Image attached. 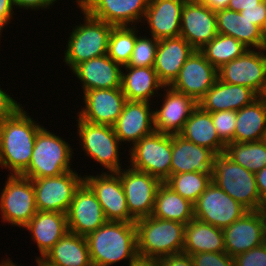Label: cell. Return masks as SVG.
<instances>
[{
  "mask_svg": "<svg viewBox=\"0 0 266 266\" xmlns=\"http://www.w3.org/2000/svg\"><path fill=\"white\" fill-rule=\"evenodd\" d=\"M22 108L0 122V167L8 168L10 175H21L28 168L37 133L43 127Z\"/></svg>",
  "mask_w": 266,
  "mask_h": 266,
  "instance_id": "1",
  "label": "cell"
},
{
  "mask_svg": "<svg viewBox=\"0 0 266 266\" xmlns=\"http://www.w3.org/2000/svg\"><path fill=\"white\" fill-rule=\"evenodd\" d=\"M85 238L93 266H110L127 259L130 262L138 255L135 222L107 221Z\"/></svg>",
  "mask_w": 266,
  "mask_h": 266,
  "instance_id": "2",
  "label": "cell"
},
{
  "mask_svg": "<svg viewBox=\"0 0 266 266\" xmlns=\"http://www.w3.org/2000/svg\"><path fill=\"white\" fill-rule=\"evenodd\" d=\"M138 255L151 258L183 252L185 225L148 216L135 221Z\"/></svg>",
  "mask_w": 266,
  "mask_h": 266,
  "instance_id": "3",
  "label": "cell"
},
{
  "mask_svg": "<svg viewBox=\"0 0 266 266\" xmlns=\"http://www.w3.org/2000/svg\"><path fill=\"white\" fill-rule=\"evenodd\" d=\"M84 14V23L72 28L64 51V62L72 70L81 62L107 55L109 37L113 25L89 15L79 5Z\"/></svg>",
  "mask_w": 266,
  "mask_h": 266,
  "instance_id": "4",
  "label": "cell"
},
{
  "mask_svg": "<svg viewBox=\"0 0 266 266\" xmlns=\"http://www.w3.org/2000/svg\"><path fill=\"white\" fill-rule=\"evenodd\" d=\"M72 148L61 137L42 127L36 136L28 168L21 176L29 179L56 177L73 170Z\"/></svg>",
  "mask_w": 266,
  "mask_h": 266,
  "instance_id": "5",
  "label": "cell"
},
{
  "mask_svg": "<svg viewBox=\"0 0 266 266\" xmlns=\"http://www.w3.org/2000/svg\"><path fill=\"white\" fill-rule=\"evenodd\" d=\"M212 182L248 211L260 210L263 201L259 196L255 173L236 164L226 153L215 154Z\"/></svg>",
  "mask_w": 266,
  "mask_h": 266,
  "instance_id": "6",
  "label": "cell"
},
{
  "mask_svg": "<svg viewBox=\"0 0 266 266\" xmlns=\"http://www.w3.org/2000/svg\"><path fill=\"white\" fill-rule=\"evenodd\" d=\"M131 168L164 182L171 175L172 135L154 131L129 149Z\"/></svg>",
  "mask_w": 266,
  "mask_h": 266,
  "instance_id": "7",
  "label": "cell"
},
{
  "mask_svg": "<svg viewBox=\"0 0 266 266\" xmlns=\"http://www.w3.org/2000/svg\"><path fill=\"white\" fill-rule=\"evenodd\" d=\"M78 136L80 145L89 158L101 164L107 172H119V145L121 142L115 134L113 126L92 124L78 117Z\"/></svg>",
  "mask_w": 266,
  "mask_h": 266,
  "instance_id": "8",
  "label": "cell"
},
{
  "mask_svg": "<svg viewBox=\"0 0 266 266\" xmlns=\"http://www.w3.org/2000/svg\"><path fill=\"white\" fill-rule=\"evenodd\" d=\"M0 194L1 218L8 224L24 228L38 212L32 179L9 174Z\"/></svg>",
  "mask_w": 266,
  "mask_h": 266,
  "instance_id": "9",
  "label": "cell"
},
{
  "mask_svg": "<svg viewBox=\"0 0 266 266\" xmlns=\"http://www.w3.org/2000/svg\"><path fill=\"white\" fill-rule=\"evenodd\" d=\"M84 177L70 170L56 177L32 179L38 211L66 214Z\"/></svg>",
  "mask_w": 266,
  "mask_h": 266,
  "instance_id": "10",
  "label": "cell"
},
{
  "mask_svg": "<svg viewBox=\"0 0 266 266\" xmlns=\"http://www.w3.org/2000/svg\"><path fill=\"white\" fill-rule=\"evenodd\" d=\"M194 206V218L224 229L248 210L214 182L202 192Z\"/></svg>",
  "mask_w": 266,
  "mask_h": 266,
  "instance_id": "11",
  "label": "cell"
},
{
  "mask_svg": "<svg viewBox=\"0 0 266 266\" xmlns=\"http://www.w3.org/2000/svg\"><path fill=\"white\" fill-rule=\"evenodd\" d=\"M127 168L116 173L121 179L130 216L136 221L152 215L156 192L162 182L146 172Z\"/></svg>",
  "mask_w": 266,
  "mask_h": 266,
  "instance_id": "12",
  "label": "cell"
},
{
  "mask_svg": "<svg viewBox=\"0 0 266 266\" xmlns=\"http://www.w3.org/2000/svg\"><path fill=\"white\" fill-rule=\"evenodd\" d=\"M248 49L242 56L218 69V79L224 83L249 87L257 94L266 83V48ZM263 51V52H262Z\"/></svg>",
  "mask_w": 266,
  "mask_h": 266,
  "instance_id": "13",
  "label": "cell"
},
{
  "mask_svg": "<svg viewBox=\"0 0 266 266\" xmlns=\"http://www.w3.org/2000/svg\"><path fill=\"white\" fill-rule=\"evenodd\" d=\"M84 182L95 193L107 221L135 222L130 216L121 179L116 172L86 175Z\"/></svg>",
  "mask_w": 266,
  "mask_h": 266,
  "instance_id": "14",
  "label": "cell"
},
{
  "mask_svg": "<svg viewBox=\"0 0 266 266\" xmlns=\"http://www.w3.org/2000/svg\"><path fill=\"white\" fill-rule=\"evenodd\" d=\"M66 215L68 231L84 237L107 222L95 193L85 182L76 190Z\"/></svg>",
  "mask_w": 266,
  "mask_h": 266,
  "instance_id": "15",
  "label": "cell"
},
{
  "mask_svg": "<svg viewBox=\"0 0 266 266\" xmlns=\"http://www.w3.org/2000/svg\"><path fill=\"white\" fill-rule=\"evenodd\" d=\"M217 79L218 70L199 50H195L186 60L170 87L192 97L198 103Z\"/></svg>",
  "mask_w": 266,
  "mask_h": 266,
  "instance_id": "16",
  "label": "cell"
},
{
  "mask_svg": "<svg viewBox=\"0 0 266 266\" xmlns=\"http://www.w3.org/2000/svg\"><path fill=\"white\" fill-rule=\"evenodd\" d=\"M76 4L113 26H131L143 21L149 0H76Z\"/></svg>",
  "mask_w": 266,
  "mask_h": 266,
  "instance_id": "17",
  "label": "cell"
},
{
  "mask_svg": "<svg viewBox=\"0 0 266 266\" xmlns=\"http://www.w3.org/2000/svg\"><path fill=\"white\" fill-rule=\"evenodd\" d=\"M83 94L85 107L77 117L92 124L113 126L127 101L121 88L94 89Z\"/></svg>",
  "mask_w": 266,
  "mask_h": 266,
  "instance_id": "18",
  "label": "cell"
},
{
  "mask_svg": "<svg viewBox=\"0 0 266 266\" xmlns=\"http://www.w3.org/2000/svg\"><path fill=\"white\" fill-rule=\"evenodd\" d=\"M217 34L216 12L197 0H186L181 13L180 36L195 50H200Z\"/></svg>",
  "mask_w": 266,
  "mask_h": 266,
  "instance_id": "19",
  "label": "cell"
},
{
  "mask_svg": "<svg viewBox=\"0 0 266 266\" xmlns=\"http://www.w3.org/2000/svg\"><path fill=\"white\" fill-rule=\"evenodd\" d=\"M164 100L161 108L153 111L154 130L164 134H179L198 103L190 96L164 86Z\"/></svg>",
  "mask_w": 266,
  "mask_h": 266,
  "instance_id": "20",
  "label": "cell"
},
{
  "mask_svg": "<svg viewBox=\"0 0 266 266\" xmlns=\"http://www.w3.org/2000/svg\"><path fill=\"white\" fill-rule=\"evenodd\" d=\"M225 252L231 256L245 253L264 243L263 217L260 210L247 211L228 227L222 229Z\"/></svg>",
  "mask_w": 266,
  "mask_h": 266,
  "instance_id": "21",
  "label": "cell"
},
{
  "mask_svg": "<svg viewBox=\"0 0 266 266\" xmlns=\"http://www.w3.org/2000/svg\"><path fill=\"white\" fill-rule=\"evenodd\" d=\"M215 154L205 147L184 139L179 134L172 135L171 175L198 172L214 176Z\"/></svg>",
  "mask_w": 266,
  "mask_h": 266,
  "instance_id": "22",
  "label": "cell"
},
{
  "mask_svg": "<svg viewBox=\"0 0 266 266\" xmlns=\"http://www.w3.org/2000/svg\"><path fill=\"white\" fill-rule=\"evenodd\" d=\"M150 105L145 101H126L121 115L113 125L120 142H132L134 145L155 131Z\"/></svg>",
  "mask_w": 266,
  "mask_h": 266,
  "instance_id": "23",
  "label": "cell"
},
{
  "mask_svg": "<svg viewBox=\"0 0 266 266\" xmlns=\"http://www.w3.org/2000/svg\"><path fill=\"white\" fill-rule=\"evenodd\" d=\"M194 51L195 49L182 36L159 40L153 68L164 86H170L174 82Z\"/></svg>",
  "mask_w": 266,
  "mask_h": 266,
  "instance_id": "24",
  "label": "cell"
},
{
  "mask_svg": "<svg viewBox=\"0 0 266 266\" xmlns=\"http://www.w3.org/2000/svg\"><path fill=\"white\" fill-rule=\"evenodd\" d=\"M122 66L108 55L81 62L73 70L82 83L83 92L94 89L121 88Z\"/></svg>",
  "mask_w": 266,
  "mask_h": 266,
  "instance_id": "25",
  "label": "cell"
},
{
  "mask_svg": "<svg viewBox=\"0 0 266 266\" xmlns=\"http://www.w3.org/2000/svg\"><path fill=\"white\" fill-rule=\"evenodd\" d=\"M256 99H258V94L249 87L232 85L217 79L199 100L198 106L210 113L227 110L238 111Z\"/></svg>",
  "mask_w": 266,
  "mask_h": 266,
  "instance_id": "26",
  "label": "cell"
},
{
  "mask_svg": "<svg viewBox=\"0 0 266 266\" xmlns=\"http://www.w3.org/2000/svg\"><path fill=\"white\" fill-rule=\"evenodd\" d=\"M186 0H149L143 20L155 39L180 36L181 13Z\"/></svg>",
  "mask_w": 266,
  "mask_h": 266,
  "instance_id": "27",
  "label": "cell"
},
{
  "mask_svg": "<svg viewBox=\"0 0 266 266\" xmlns=\"http://www.w3.org/2000/svg\"><path fill=\"white\" fill-rule=\"evenodd\" d=\"M37 243L40 257L45 254L68 232L67 215L59 212L38 211L24 227Z\"/></svg>",
  "mask_w": 266,
  "mask_h": 266,
  "instance_id": "28",
  "label": "cell"
},
{
  "mask_svg": "<svg viewBox=\"0 0 266 266\" xmlns=\"http://www.w3.org/2000/svg\"><path fill=\"white\" fill-rule=\"evenodd\" d=\"M36 264L38 266H93L86 238L69 231Z\"/></svg>",
  "mask_w": 266,
  "mask_h": 266,
  "instance_id": "29",
  "label": "cell"
},
{
  "mask_svg": "<svg viewBox=\"0 0 266 266\" xmlns=\"http://www.w3.org/2000/svg\"><path fill=\"white\" fill-rule=\"evenodd\" d=\"M218 34L231 36L247 48H266L265 32L257 25L243 17L240 12L224 9L216 12Z\"/></svg>",
  "mask_w": 266,
  "mask_h": 266,
  "instance_id": "30",
  "label": "cell"
},
{
  "mask_svg": "<svg viewBox=\"0 0 266 266\" xmlns=\"http://www.w3.org/2000/svg\"><path fill=\"white\" fill-rule=\"evenodd\" d=\"M122 67L127 72L121 71V90L127 100L150 102L158 89H164L153 67Z\"/></svg>",
  "mask_w": 266,
  "mask_h": 266,
  "instance_id": "31",
  "label": "cell"
},
{
  "mask_svg": "<svg viewBox=\"0 0 266 266\" xmlns=\"http://www.w3.org/2000/svg\"><path fill=\"white\" fill-rule=\"evenodd\" d=\"M184 139L210 149L214 154L225 152L226 145L218 137L211 113L197 106L179 133Z\"/></svg>",
  "mask_w": 266,
  "mask_h": 266,
  "instance_id": "32",
  "label": "cell"
},
{
  "mask_svg": "<svg viewBox=\"0 0 266 266\" xmlns=\"http://www.w3.org/2000/svg\"><path fill=\"white\" fill-rule=\"evenodd\" d=\"M225 252L221 228L193 218L185 225L183 253Z\"/></svg>",
  "mask_w": 266,
  "mask_h": 266,
  "instance_id": "33",
  "label": "cell"
},
{
  "mask_svg": "<svg viewBox=\"0 0 266 266\" xmlns=\"http://www.w3.org/2000/svg\"><path fill=\"white\" fill-rule=\"evenodd\" d=\"M266 138V107L256 99L236 111L234 142H256Z\"/></svg>",
  "mask_w": 266,
  "mask_h": 266,
  "instance_id": "34",
  "label": "cell"
},
{
  "mask_svg": "<svg viewBox=\"0 0 266 266\" xmlns=\"http://www.w3.org/2000/svg\"><path fill=\"white\" fill-rule=\"evenodd\" d=\"M152 216L187 224L194 218V206L162 182L156 192Z\"/></svg>",
  "mask_w": 266,
  "mask_h": 266,
  "instance_id": "35",
  "label": "cell"
},
{
  "mask_svg": "<svg viewBox=\"0 0 266 266\" xmlns=\"http://www.w3.org/2000/svg\"><path fill=\"white\" fill-rule=\"evenodd\" d=\"M249 48L231 36L217 34L199 51L218 70L228 62L242 56Z\"/></svg>",
  "mask_w": 266,
  "mask_h": 266,
  "instance_id": "36",
  "label": "cell"
},
{
  "mask_svg": "<svg viewBox=\"0 0 266 266\" xmlns=\"http://www.w3.org/2000/svg\"><path fill=\"white\" fill-rule=\"evenodd\" d=\"M226 155L236 164L257 173L266 166V140L256 142L237 143L226 145Z\"/></svg>",
  "mask_w": 266,
  "mask_h": 266,
  "instance_id": "37",
  "label": "cell"
},
{
  "mask_svg": "<svg viewBox=\"0 0 266 266\" xmlns=\"http://www.w3.org/2000/svg\"><path fill=\"white\" fill-rule=\"evenodd\" d=\"M136 28L135 25L132 27L113 26L112 28L107 55L121 66L127 65L130 61L137 32H139Z\"/></svg>",
  "mask_w": 266,
  "mask_h": 266,
  "instance_id": "38",
  "label": "cell"
},
{
  "mask_svg": "<svg viewBox=\"0 0 266 266\" xmlns=\"http://www.w3.org/2000/svg\"><path fill=\"white\" fill-rule=\"evenodd\" d=\"M211 182L212 179L209 176L198 172L170 175L164 181L172 190L193 204Z\"/></svg>",
  "mask_w": 266,
  "mask_h": 266,
  "instance_id": "39",
  "label": "cell"
},
{
  "mask_svg": "<svg viewBox=\"0 0 266 266\" xmlns=\"http://www.w3.org/2000/svg\"><path fill=\"white\" fill-rule=\"evenodd\" d=\"M137 36L130 61L125 66L153 67L155 63L158 39Z\"/></svg>",
  "mask_w": 266,
  "mask_h": 266,
  "instance_id": "40",
  "label": "cell"
},
{
  "mask_svg": "<svg viewBox=\"0 0 266 266\" xmlns=\"http://www.w3.org/2000/svg\"><path fill=\"white\" fill-rule=\"evenodd\" d=\"M211 117L220 140L225 145L234 142L236 111L227 110L211 112Z\"/></svg>",
  "mask_w": 266,
  "mask_h": 266,
  "instance_id": "41",
  "label": "cell"
},
{
  "mask_svg": "<svg viewBox=\"0 0 266 266\" xmlns=\"http://www.w3.org/2000/svg\"><path fill=\"white\" fill-rule=\"evenodd\" d=\"M190 256L194 266H235L234 258L226 252H200Z\"/></svg>",
  "mask_w": 266,
  "mask_h": 266,
  "instance_id": "42",
  "label": "cell"
},
{
  "mask_svg": "<svg viewBox=\"0 0 266 266\" xmlns=\"http://www.w3.org/2000/svg\"><path fill=\"white\" fill-rule=\"evenodd\" d=\"M233 258L235 266H266V245L263 243Z\"/></svg>",
  "mask_w": 266,
  "mask_h": 266,
  "instance_id": "43",
  "label": "cell"
},
{
  "mask_svg": "<svg viewBox=\"0 0 266 266\" xmlns=\"http://www.w3.org/2000/svg\"><path fill=\"white\" fill-rule=\"evenodd\" d=\"M240 13L243 17L251 21V23L259 26L266 32V0L259 3L257 7L245 8Z\"/></svg>",
  "mask_w": 266,
  "mask_h": 266,
  "instance_id": "44",
  "label": "cell"
},
{
  "mask_svg": "<svg viewBox=\"0 0 266 266\" xmlns=\"http://www.w3.org/2000/svg\"><path fill=\"white\" fill-rule=\"evenodd\" d=\"M22 106L0 88V122L14 115Z\"/></svg>",
  "mask_w": 266,
  "mask_h": 266,
  "instance_id": "45",
  "label": "cell"
},
{
  "mask_svg": "<svg viewBox=\"0 0 266 266\" xmlns=\"http://www.w3.org/2000/svg\"><path fill=\"white\" fill-rule=\"evenodd\" d=\"M158 260L160 266H194L191 256L183 252L164 256Z\"/></svg>",
  "mask_w": 266,
  "mask_h": 266,
  "instance_id": "46",
  "label": "cell"
},
{
  "mask_svg": "<svg viewBox=\"0 0 266 266\" xmlns=\"http://www.w3.org/2000/svg\"><path fill=\"white\" fill-rule=\"evenodd\" d=\"M57 0H12V3L16 8L24 9H49L50 5H53Z\"/></svg>",
  "mask_w": 266,
  "mask_h": 266,
  "instance_id": "47",
  "label": "cell"
},
{
  "mask_svg": "<svg viewBox=\"0 0 266 266\" xmlns=\"http://www.w3.org/2000/svg\"><path fill=\"white\" fill-rule=\"evenodd\" d=\"M13 7L12 0H0V35L5 29L4 27L7 26L8 23L10 24L13 18Z\"/></svg>",
  "mask_w": 266,
  "mask_h": 266,
  "instance_id": "48",
  "label": "cell"
},
{
  "mask_svg": "<svg viewBox=\"0 0 266 266\" xmlns=\"http://www.w3.org/2000/svg\"><path fill=\"white\" fill-rule=\"evenodd\" d=\"M263 0H230L228 8L232 11L241 12L245 8L257 7Z\"/></svg>",
  "mask_w": 266,
  "mask_h": 266,
  "instance_id": "49",
  "label": "cell"
},
{
  "mask_svg": "<svg viewBox=\"0 0 266 266\" xmlns=\"http://www.w3.org/2000/svg\"><path fill=\"white\" fill-rule=\"evenodd\" d=\"M255 177L259 196L264 202L266 200V166L262 170L255 173Z\"/></svg>",
  "mask_w": 266,
  "mask_h": 266,
  "instance_id": "50",
  "label": "cell"
},
{
  "mask_svg": "<svg viewBox=\"0 0 266 266\" xmlns=\"http://www.w3.org/2000/svg\"><path fill=\"white\" fill-rule=\"evenodd\" d=\"M214 12L228 8L230 0H197Z\"/></svg>",
  "mask_w": 266,
  "mask_h": 266,
  "instance_id": "51",
  "label": "cell"
},
{
  "mask_svg": "<svg viewBox=\"0 0 266 266\" xmlns=\"http://www.w3.org/2000/svg\"><path fill=\"white\" fill-rule=\"evenodd\" d=\"M128 266H160V263L157 258L137 255L129 262Z\"/></svg>",
  "mask_w": 266,
  "mask_h": 266,
  "instance_id": "52",
  "label": "cell"
},
{
  "mask_svg": "<svg viewBox=\"0 0 266 266\" xmlns=\"http://www.w3.org/2000/svg\"><path fill=\"white\" fill-rule=\"evenodd\" d=\"M258 99L263 103L266 107V83L263 85L262 90L258 94Z\"/></svg>",
  "mask_w": 266,
  "mask_h": 266,
  "instance_id": "53",
  "label": "cell"
},
{
  "mask_svg": "<svg viewBox=\"0 0 266 266\" xmlns=\"http://www.w3.org/2000/svg\"><path fill=\"white\" fill-rule=\"evenodd\" d=\"M0 266H18V265L13 263L12 260L8 258L7 260L3 259L2 262L0 263Z\"/></svg>",
  "mask_w": 266,
  "mask_h": 266,
  "instance_id": "54",
  "label": "cell"
},
{
  "mask_svg": "<svg viewBox=\"0 0 266 266\" xmlns=\"http://www.w3.org/2000/svg\"><path fill=\"white\" fill-rule=\"evenodd\" d=\"M260 211L262 213L263 221H266V200L262 203Z\"/></svg>",
  "mask_w": 266,
  "mask_h": 266,
  "instance_id": "55",
  "label": "cell"
},
{
  "mask_svg": "<svg viewBox=\"0 0 266 266\" xmlns=\"http://www.w3.org/2000/svg\"><path fill=\"white\" fill-rule=\"evenodd\" d=\"M263 241L266 245V221H263Z\"/></svg>",
  "mask_w": 266,
  "mask_h": 266,
  "instance_id": "56",
  "label": "cell"
}]
</instances>
